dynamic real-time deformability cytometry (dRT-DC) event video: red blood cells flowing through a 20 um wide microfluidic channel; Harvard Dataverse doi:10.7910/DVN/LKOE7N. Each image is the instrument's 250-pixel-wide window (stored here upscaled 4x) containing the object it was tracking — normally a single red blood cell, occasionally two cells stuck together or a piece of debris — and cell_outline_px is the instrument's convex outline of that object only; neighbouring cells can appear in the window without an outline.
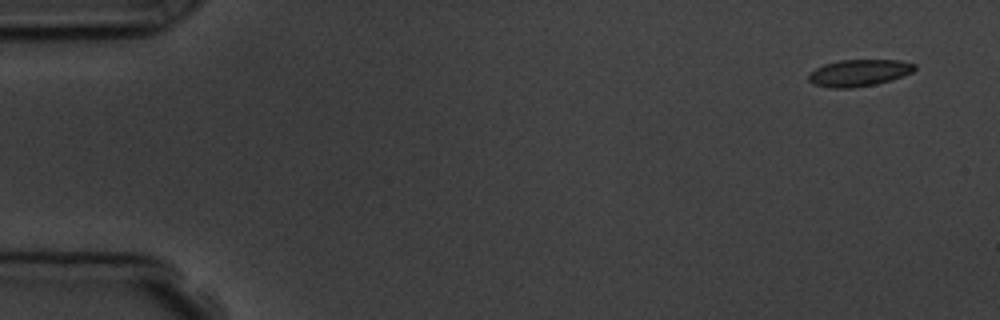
{"species": "common noctule bat (a hibernating species)", "species_latin": "Nyctalus noctula", "temperature_condition": "room temperature", "stored_images_in_passage": 6, "camera_frame_rate_fps": 3000, "um_per_image_px": 0.085, "animal": {"sex": "male", "body_mass_g": 19.5, "forearm_length_mm": 54.6}, "frame": {"image": 1, "passage_image": 1, "time_ms": 0.0, "image_size_px": [1000, 320], "cell_outline_px": [[916, 68], [912, 72], [904, 76], [872, 84], [852, 88], [832, 88], [812, 84], [808, 80], [808, 72], [824, 64], [840, 60], [900, 60], [916, 64]], "centroid_in_image_um": [72.98, 6.18], "position_along_channel_um": 12.0, "area_um2": 16.53}}
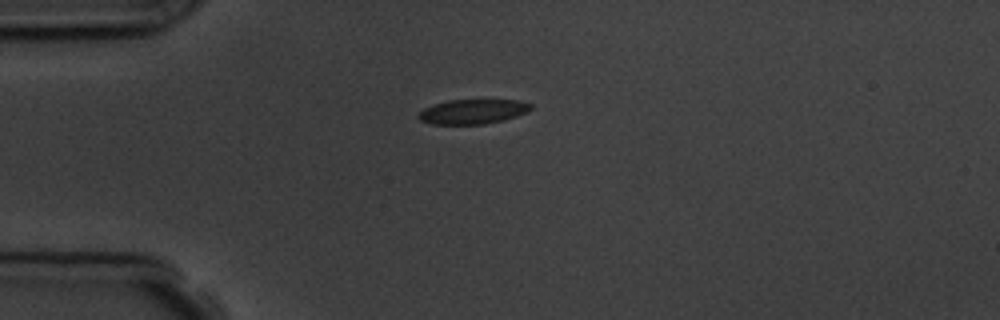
{"frame": {"image": 2, "passage_image": 4, "time_ms": 3.667, "image_size_px": [1000, 320], "cell_outline_px": [[532, 108], [528, 112], [504, 120], [484, 124], [432, 124], [420, 120], [416, 116], [424, 108], [432, 104], [448, 100], [520, 100], [532, 104]], "centroid_in_image_um": [40.19, 9.48], "position_along_channel_um": 44.8, "area_um2": 16.24}}